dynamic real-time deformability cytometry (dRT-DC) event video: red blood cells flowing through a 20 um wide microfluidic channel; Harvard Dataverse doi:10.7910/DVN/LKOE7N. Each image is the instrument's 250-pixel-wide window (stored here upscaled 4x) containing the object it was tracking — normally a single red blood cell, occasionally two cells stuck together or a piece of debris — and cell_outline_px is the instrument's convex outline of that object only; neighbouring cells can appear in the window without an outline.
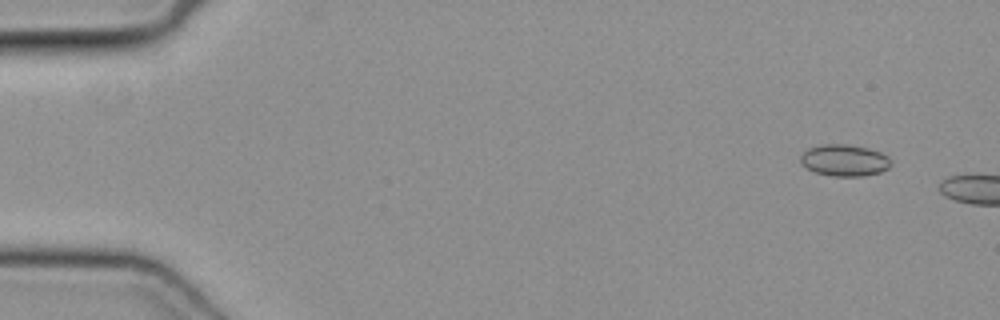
{"species": "common noctule bat (a hibernating species)", "species_latin": "Nyctalus noctula", "temperature_condition": "cold", "stored_images_in_passage": 5, "camera_frame_rate_fps": 3000, "um_per_image_px": 0.085, "animal": {"sex": "female", "body_mass_g": 19.3, "forearm_length_mm": 54.1}, "frame": {"image": 1, "passage_image": 2, "time_ms": 0.333, "image_size_px": [1000, 320], "cell_outline_px": [[892, 164], [888, 168], [880, 172], [864, 176], [832, 176], [816, 172], [800, 164], [800, 156], [808, 148], [824, 144], [848, 144], [868, 148], [880, 152], [888, 156], [892, 160]], "centroid_in_image_um": [71.8, 13.62], "position_along_channel_um": 13.2, "area_um2": 16.76}}